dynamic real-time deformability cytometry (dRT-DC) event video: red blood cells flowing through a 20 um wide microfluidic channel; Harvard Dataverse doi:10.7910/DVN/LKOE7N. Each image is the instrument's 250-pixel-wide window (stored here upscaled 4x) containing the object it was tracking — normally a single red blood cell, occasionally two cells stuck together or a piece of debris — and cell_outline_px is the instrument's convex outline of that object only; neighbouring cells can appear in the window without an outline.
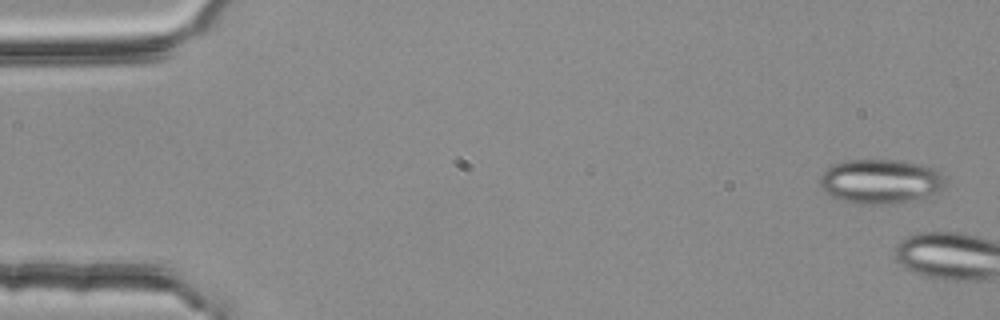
{"species": "common noctule bat (a hibernating species)", "species_latin": "Nyctalus noctula", "temperature_condition": "room temperature", "stored_images_in_passage": 5, "camera_frame_rate_fps": 3000, "um_per_image_px": 0.085, "animal": {"sex": "female", "body_mass_g": 25.1}, "frame": {"image": 1, "passage_image": 1, "time_ms": 0.0, "image_size_px": [1000, 320], "cell_outline_px": [[944, 188], [924, 200], [892, 204], [856, 204], [840, 200], [824, 192], [820, 184], [820, 176], [832, 164], [844, 160], [900, 160], [924, 164], [940, 172], [944, 176]], "centroid_in_image_um": [74.88, 15.44], "position_along_channel_um": 10.1, "area_um2": 33.18}}